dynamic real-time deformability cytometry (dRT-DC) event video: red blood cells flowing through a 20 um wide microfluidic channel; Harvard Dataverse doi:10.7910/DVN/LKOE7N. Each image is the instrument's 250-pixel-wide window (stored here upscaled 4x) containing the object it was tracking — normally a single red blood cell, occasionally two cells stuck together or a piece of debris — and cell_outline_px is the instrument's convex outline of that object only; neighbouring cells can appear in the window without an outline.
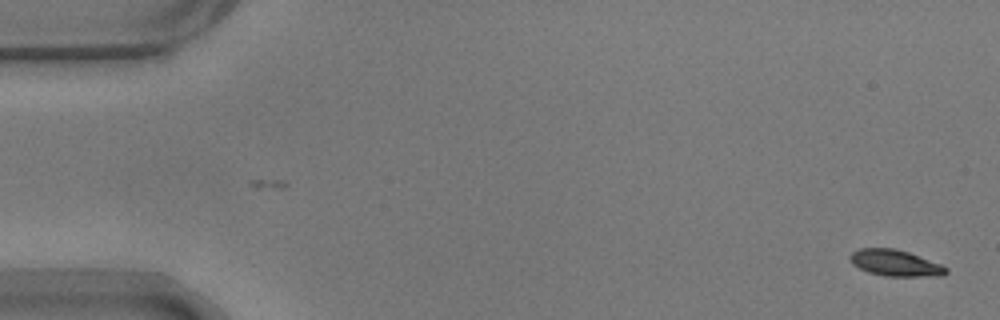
{"species": "common noctule bat (a hibernating species)", "species_latin": "Nyctalus noctula", "temperature_condition": "warm", "stored_images_in_passage": 54, "camera_frame_rate_fps": 3000, "um_per_image_px": 0.085, "animal": {"sex": "male", "body_mass_g": 17.9}, "frame": {"image": 1, "passage_image": 1, "time_ms": 0.0, "image_size_px": [1000, 320], "cell_outline_px": [[948, 272], [944, 276], [884, 276], [868, 272], [852, 264], [848, 260], [848, 256], [852, 252], [860, 248], [896, 248], [908, 252], [940, 264], [948, 268]], "centroid_in_image_um": [76.07, 22.35], "position_along_channel_um": 8.9, "area_um2": 14.8}}
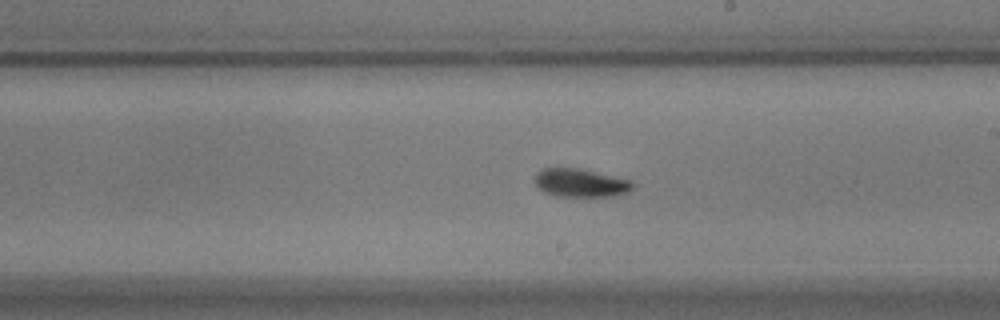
{"frame": {"image": 2, "passage_image": 31, "time_ms": 10.0, "image_size_px": [1000, 320], "cell_outline_px": [[636, 184], [628, 192], [612, 196], [556, 196], [544, 192], [532, 180], [536, 172], [544, 168], [576, 168], [632, 180]], "centroid_in_image_um": [49.33, 15.54], "position_along_channel_um": 239.7, "area_um2": 16.13}}
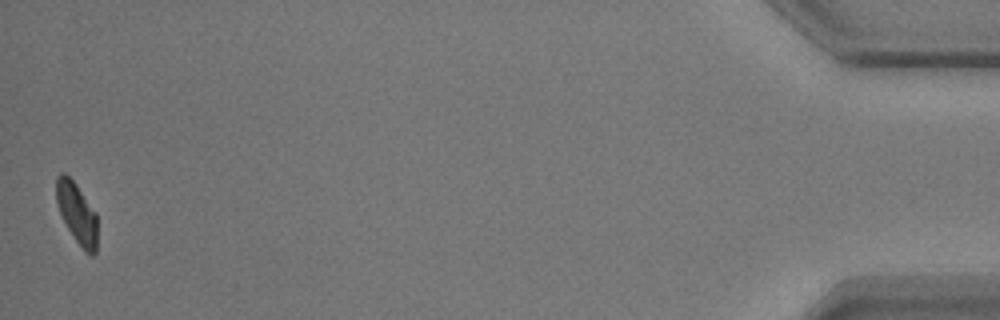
{"frame": {"image": 3, "passage_image": 54, "time_ms": 17.667, "image_size_px": [1000, 320], "cell_outline_px": [[96, 252], [92, 256], [84, 252], [68, 228], [56, 204], [56, 176], [60, 172], [64, 172], [76, 184], [96, 212]], "centroid_in_image_um": [6.52, 18.1], "position_along_channel_um": 428.7, "area_um2": 14.45}, "authors_computed_cell_mechanics": {"area_um2": 15.5482, "velocity_mm_per_s": 3.6701, "shape_relaxation_time_tau1_ms": 2.8845, "shape_relaxation_time_tau2_ms": 6.0684, "deformation_change_tau1": 0.1144, "deformation_change_tau2": 0.0885}}